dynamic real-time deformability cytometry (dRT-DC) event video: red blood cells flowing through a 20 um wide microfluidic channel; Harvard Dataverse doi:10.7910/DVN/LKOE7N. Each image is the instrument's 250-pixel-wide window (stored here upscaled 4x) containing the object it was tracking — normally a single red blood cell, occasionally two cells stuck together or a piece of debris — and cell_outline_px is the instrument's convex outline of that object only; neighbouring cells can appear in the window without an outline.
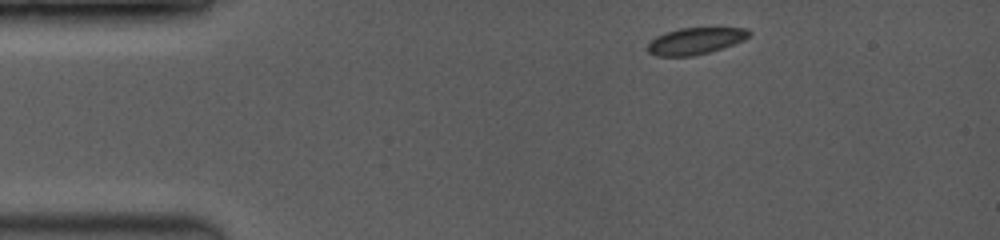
{"species": "common noctule bat (a hibernating species)", "species_latin": "Nyctalus noctula", "temperature_condition": "room temperature", "stored_images_in_passage": 38, "camera_frame_rate_fps": 3500, "um_per_image_px": 0.085, "animal": {"sex": "female", "body_mass_g": 19.0, "forearm_length_mm": 53.3}, "frame": {"image": 1, "passage_image": 1, "time_ms": 0.0, "image_size_px": [1000, 240], "cell_outline_px": [[752, 36], [744, 40], [708, 52], [692, 56], [656, 56], [648, 52], [648, 44], [656, 36], [680, 28], [748, 28], [752, 32]], "centroid_in_image_um": [59.14, 3.48], "position_along_channel_um": 25.9, "area_um2": 15.61}}
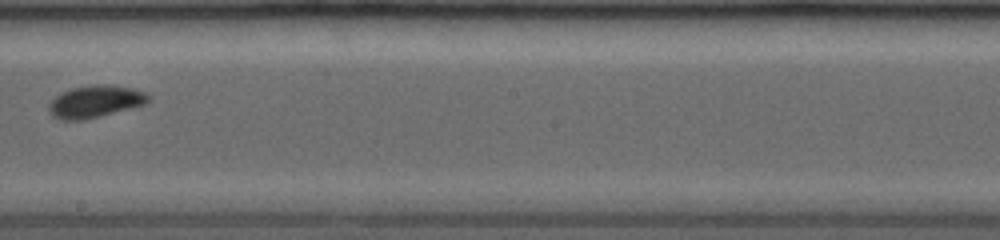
{"frame": {"image": 2, "passage_image": 22, "time_ms": 6.857, "image_size_px": [1000, 240], "cell_outline_px": [[152, 96], [144, 104], [132, 108], [84, 120], [60, 120], [52, 116], [48, 112], [48, 104], [60, 92], [72, 88], [92, 84], [108, 84], [132, 88], [144, 92]], "centroid_in_image_um": [8.06, 8.63], "position_along_channel_um": 240.1, "area_um2": 18.84}}
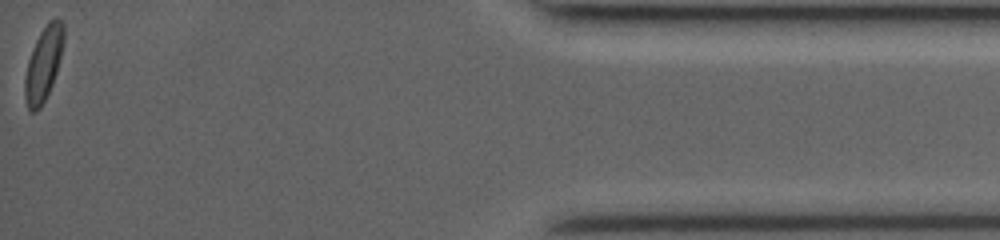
{"frame": {"image": 3, "passage_image": 38, "time_ms": 13.143, "image_size_px": [1000, 240], "cell_outline_px": [[64, 40], [56, 72], [52, 84], [40, 108], [36, 112], [32, 112], [28, 108], [24, 96], [24, 80], [28, 60], [32, 48], [40, 32], [48, 20], [56, 16], [64, 24]], "centroid_in_image_um": [3.69, 5.39], "position_along_channel_um": 431.5, "area_um2": 16.76}, "authors_computed_cell_mechanics": {"area_um2": 16.9643, "velocity_mm_per_s": 4.1006, "shape_relaxation_time_tau1_ms": 1.2539, "shape_relaxation_time_tau2_ms": 1.1599, "deformation_change_tau1": 0.0827, "deformation_change_tau2": 0.0475}}